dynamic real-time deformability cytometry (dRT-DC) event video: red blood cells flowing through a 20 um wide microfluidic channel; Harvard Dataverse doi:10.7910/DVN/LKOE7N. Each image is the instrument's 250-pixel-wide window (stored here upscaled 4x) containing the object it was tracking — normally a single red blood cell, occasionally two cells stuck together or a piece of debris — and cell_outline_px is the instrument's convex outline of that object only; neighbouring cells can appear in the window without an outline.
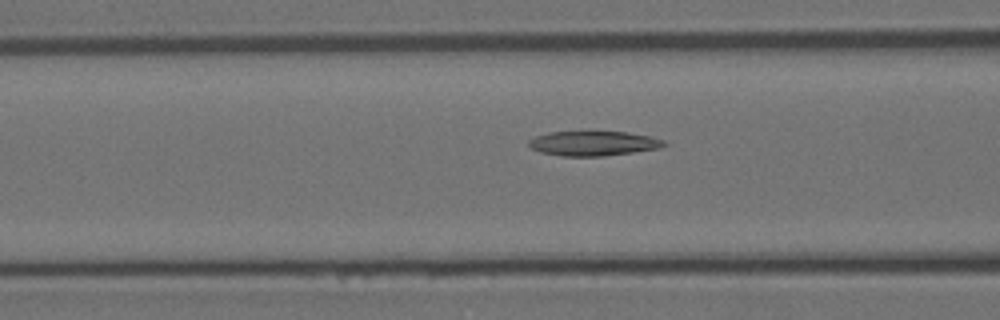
{"species": "Egyptian fruit bat (a non-hibernating species)", "species_latin": "Rousettus aegyptiacus", "temperature_condition": "room temperature", "stored_images_in_passage": 45, "camera_frame_rate_fps": 3000, "um_per_image_px": 0.085, "animal": {"sex": "female"}, "frame": {"image": 1, "passage_image": 14, "time_ms": 4.333, "image_size_px": [1000, 320], "cell_outline_px": [[668, 144], [660, 148], [604, 156], [560, 156], [540, 152], [532, 148], [528, 144], [528, 140], [536, 136], [548, 132], [628, 132], [648, 136], [664, 140]], "centroid_in_image_um": [50.43, 12.19], "position_along_channel_um": 116.2, "area_um2": 19.36}}
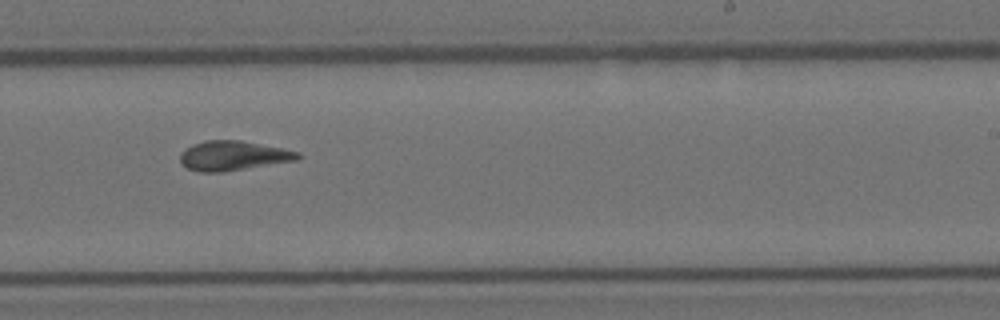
{"frame": {"image": 2, "passage_image": 27, "time_ms": 8.667, "image_size_px": [1000, 320], "cell_outline_px": [[300, 156], [296, 160], [224, 172], [200, 172], [188, 168], [180, 164], [180, 152], [192, 144], [204, 140], [240, 140], [300, 152]], "centroid_in_image_um": [19.75, 13.23], "position_along_channel_um": 269.2, "area_um2": 20.23}}
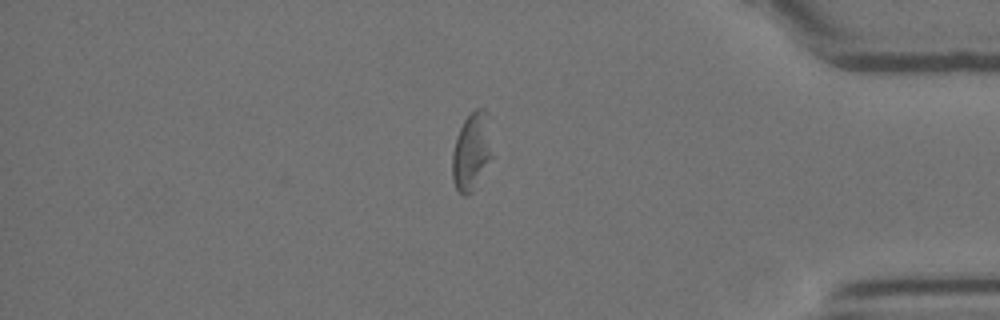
{"frame": {"image": 3, "passage_image": 40, "time_ms": 13.0, "image_size_px": [1000, 320], "cell_outline_px": [[492, 156], [476, 188], [472, 192], [464, 196], [456, 188], [452, 180], [452, 152], [456, 136], [464, 120], [476, 108], [484, 108], [488, 112]], "centroid_in_image_um": [40.08, 12.88], "position_along_channel_um": 395.1, "area_um2": 18.26}, "authors_computed_cell_mechanics": {"area_um2": 19.9988, "velocity_mm_per_s": 3.5417, "shape_relaxation_time_tau1_ms": 8.8732, "shape_relaxation_time_tau2_ms": 5.8601, "deformation_change_tau1": 0.218, "deformation_change_tau2": 0.1501}}